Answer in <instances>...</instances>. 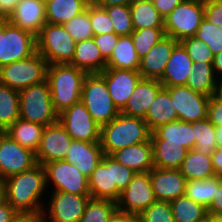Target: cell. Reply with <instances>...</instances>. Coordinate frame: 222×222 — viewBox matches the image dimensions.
<instances>
[{
	"label": "cell",
	"mask_w": 222,
	"mask_h": 222,
	"mask_svg": "<svg viewBox=\"0 0 222 222\" xmlns=\"http://www.w3.org/2000/svg\"><path fill=\"white\" fill-rule=\"evenodd\" d=\"M111 156L135 173L149 172L154 167L151 140L119 149Z\"/></svg>",
	"instance_id": "d4e9b609"
},
{
	"label": "cell",
	"mask_w": 222,
	"mask_h": 222,
	"mask_svg": "<svg viewBox=\"0 0 222 222\" xmlns=\"http://www.w3.org/2000/svg\"><path fill=\"white\" fill-rule=\"evenodd\" d=\"M48 63L38 52L32 56L0 67V83L21 90L46 81Z\"/></svg>",
	"instance_id": "52a82bcc"
},
{
	"label": "cell",
	"mask_w": 222,
	"mask_h": 222,
	"mask_svg": "<svg viewBox=\"0 0 222 222\" xmlns=\"http://www.w3.org/2000/svg\"><path fill=\"white\" fill-rule=\"evenodd\" d=\"M4 199L21 215H41L40 198L46 186V172L41 164L32 169L12 175L5 180Z\"/></svg>",
	"instance_id": "6da1fadb"
},
{
	"label": "cell",
	"mask_w": 222,
	"mask_h": 222,
	"mask_svg": "<svg viewBox=\"0 0 222 222\" xmlns=\"http://www.w3.org/2000/svg\"><path fill=\"white\" fill-rule=\"evenodd\" d=\"M139 66L140 58L137 56L131 35L120 36L106 67L138 70Z\"/></svg>",
	"instance_id": "d6a6232c"
},
{
	"label": "cell",
	"mask_w": 222,
	"mask_h": 222,
	"mask_svg": "<svg viewBox=\"0 0 222 222\" xmlns=\"http://www.w3.org/2000/svg\"><path fill=\"white\" fill-rule=\"evenodd\" d=\"M195 138L194 149L202 155L211 156L217 148L215 125L208 118L191 122Z\"/></svg>",
	"instance_id": "f35d334b"
},
{
	"label": "cell",
	"mask_w": 222,
	"mask_h": 222,
	"mask_svg": "<svg viewBox=\"0 0 222 222\" xmlns=\"http://www.w3.org/2000/svg\"><path fill=\"white\" fill-rule=\"evenodd\" d=\"M4 200V184L3 180H0V202Z\"/></svg>",
	"instance_id": "03108f58"
},
{
	"label": "cell",
	"mask_w": 222,
	"mask_h": 222,
	"mask_svg": "<svg viewBox=\"0 0 222 222\" xmlns=\"http://www.w3.org/2000/svg\"><path fill=\"white\" fill-rule=\"evenodd\" d=\"M108 222H139V217L136 214L116 210Z\"/></svg>",
	"instance_id": "9f6ffc18"
},
{
	"label": "cell",
	"mask_w": 222,
	"mask_h": 222,
	"mask_svg": "<svg viewBox=\"0 0 222 222\" xmlns=\"http://www.w3.org/2000/svg\"><path fill=\"white\" fill-rule=\"evenodd\" d=\"M91 0H45L46 21L63 25L86 10Z\"/></svg>",
	"instance_id": "f1b7e54d"
},
{
	"label": "cell",
	"mask_w": 222,
	"mask_h": 222,
	"mask_svg": "<svg viewBox=\"0 0 222 222\" xmlns=\"http://www.w3.org/2000/svg\"><path fill=\"white\" fill-rule=\"evenodd\" d=\"M37 52L49 64H69L75 53L76 42L63 25L46 23L36 36Z\"/></svg>",
	"instance_id": "ba28073f"
},
{
	"label": "cell",
	"mask_w": 222,
	"mask_h": 222,
	"mask_svg": "<svg viewBox=\"0 0 222 222\" xmlns=\"http://www.w3.org/2000/svg\"><path fill=\"white\" fill-rule=\"evenodd\" d=\"M197 222H211V214H208L206 217Z\"/></svg>",
	"instance_id": "003e7915"
},
{
	"label": "cell",
	"mask_w": 222,
	"mask_h": 222,
	"mask_svg": "<svg viewBox=\"0 0 222 222\" xmlns=\"http://www.w3.org/2000/svg\"><path fill=\"white\" fill-rule=\"evenodd\" d=\"M0 57H1V21H0Z\"/></svg>",
	"instance_id": "a7ac6f4b"
},
{
	"label": "cell",
	"mask_w": 222,
	"mask_h": 222,
	"mask_svg": "<svg viewBox=\"0 0 222 222\" xmlns=\"http://www.w3.org/2000/svg\"><path fill=\"white\" fill-rule=\"evenodd\" d=\"M46 186L54 185L53 191H62L77 195H90L88 178L75 165L65 160L52 161L44 165Z\"/></svg>",
	"instance_id": "8fae6325"
},
{
	"label": "cell",
	"mask_w": 222,
	"mask_h": 222,
	"mask_svg": "<svg viewBox=\"0 0 222 222\" xmlns=\"http://www.w3.org/2000/svg\"><path fill=\"white\" fill-rule=\"evenodd\" d=\"M208 214L222 215V180L218 185L215 196L212 199V203L207 209Z\"/></svg>",
	"instance_id": "db71d44e"
},
{
	"label": "cell",
	"mask_w": 222,
	"mask_h": 222,
	"mask_svg": "<svg viewBox=\"0 0 222 222\" xmlns=\"http://www.w3.org/2000/svg\"><path fill=\"white\" fill-rule=\"evenodd\" d=\"M20 215L5 199L0 202V222H13Z\"/></svg>",
	"instance_id": "f5cc1de1"
},
{
	"label": "cell",
	"mask_w": 222,
	"mask_h": 222,
	"mask_svg": "<svg viewBox=\"0 0 222 222\" xmlns=\"http://www.w3.org/2000/svg\"><path fill=\"white\" fill-rule=\"evenodd\" d=\"M117 210V202L90 198L79 222H108Z\"/></svg>",
	"instance_id": "ab89813d"
},
{
	"label": "cell",
	"mask_w": 222,
	"mask_h": 222,
	"mask_svg": "<svg viewBox=\"0 0 222 222\" xmlns=\"http://www.w3.org/2000/svg\"><path fill=\"white\" fill-rule=\"evenodd\" d=\"M220 75H221V78L219 80L217 79L216 95L222 97V74Z\"/></svg>",
	"instance_id": "be15d7a7"
},
{
	"label": "cell",
	"mask_w": 222,
	"mask_h": 222,
	"mask_svg": "<svg viewBox=\"0 0 222 222\" xmlns=\"http://www.w3.org/2000/svg\"><path fill=\"white\" fill-rule=\"evenodd\" d=\"M21 0H0V21H4Z\"/></svg>",
	"instance_id": "11a10c76"
},
{
	"label": "cell",
	"mask_w": 222,
	"mask_h": 222,
	"mask_svg": "<svg viewBox=\"0 0 222 222\" xmlns=\"http://www.w3.org/2000/svg\"><path fill=\"white\" fill-rule=\"evenodd\" d=\"M135 174L111 155H104L88 178L90 197L117 202Z\"/></svg>",
	"instance_id": "3957f363"
},
{
	"label": "cell",
	"mask_w": 222,
	"mask_h": 222,
	"mask_svg": "<svg viewBox=\"0 0 222 222\" xmlns=\"http://www.w3.org/2000/svg\"><path fill=\"white\" fill-rule=\"evenodd\" d=\"M73 139L65 128L56 122L44 128L40 145L35 153L37 164L64 160Z\"/></svg>",
	"instance_id": "e0dca14e"
},
{
	"label": "cell",
	"mask_w": 222,
	"mask_h": 222,
	"mask_svg": "<svg viewBox=\"0 0 222 222\" xmlns=\"http://www.w3.org/2000/svg\"><path fill=\"white\" fill-rule=\"evenodd\" d=\"M205 19L222 29V0H204Z\"/></svg>",
	"instance_id": "681fc988"
},
{
	"label": "cell",
	"mask_w": 222,
	"mask_h": 222,
	"mask_svg": "<svg viewBox=\"0 0 222 222\" xmlns=\"http://www.w3.org/2000/svg\"><path fill=\"white\" fill-rule=\"evenodd\" d=\"M119 35L115 33L94 35L93 39L95 44L98 46L101 55L107 61L113 53L114 47L117 45Z\"/></svg>",
	"instance_id": "c3c4849f"
},
{
	"label": "cell",
	"mask_w": 222,
	"mask_h": 222,
	"mask_svg": "<svg viewBox=\"0 0 222 222\" xmlns=\"http://www.w3.org/2000/svg\"><path fill=\"white\" fill-rule=\"evenodd\" d=\"M215 175L222 177V147H217L211 155Z\"/></svg>",
	"instance_id": "6f0895ef"
},
{
	"label": "cell",
	"mask_w": 222,
	"mask_h": 222,
	"mask_svg": "<svg viewBox=\"0 0 222 222\" xmlns=\"http://www.w3.org/2000/svg\"><path fill=\"white\" fill-rule=\"evenodd\" d=\"M193 69V61L179 42L172 51L159 82L164 88L186 85Z\"/></svg>",
	"instance_id": "cb8c5ba5"
},
{
	"label": "cell",
	"mask_w": 222,
	"mask_h": 222,
	"mask_svg": "<svg viewBox=\"0 0 222 222\" xmlns=\"http://www.w3.org/2000/svg\"><path fill=\"white\" fill-rule=\"evenodd\" d=\"M87 73L71 64H49L46 80L49 83L51 100L60 114L81 101L83 80Z\"/></svg>",
	"instance_id": "277c9868"
},
{
	"label": "cell",
	"mask_w": 222,
	"mask_h": 222,
	"mask_svg": "<svg viewBox=\"0 0 222 222\" xmlns=\"http://www.w3.org/2000/svg\"><path fill=\"white\" fill-rule=\"evenodd\" d=\"M133 0H91V2L99 7H109L113 5H130Z\"/></svg>",
	"instance_id": "680465c9"
},
{
	"label": "cell",
	"mask_w": 222,
	"mask_h": 222,
	"mask_svg": "<svg viewBox=\"0 0 222 222\" xmlns=\"http://www.w3.org/2000/svg\"><path fill=\"white\" fill-rule=\"evenodd\" d=\"M175 222H197L208 215L207 208L182 195L170 201Z\"/></svg>",
	"instance_id": "74e56055"
},
{
	"label": "cell",
	"mask_w": 222,
	"mask_h": 222,
	"mask_svg": "<svg viewBox=\"0 0 222 222\" xmlns=\"http://www.w3.org/2000/svg\"><path fill=\"white\" fill-rule=\"evenodd\" d=\"M193 124L184 121H174L160 125L152 131L151 139H165L167 142L180 143L188 150L194 149Z\"/></svg>",
	"instance_id": "4dcf8cb0"
},
{
	"label": "cell",
	"mask_w": 222,
	"mask_h": 222,
	"mask_svg": "<svg viewBox=\"0 0 222 222\" xmlns=\"http://www.w3.org/2000/svg\"><path fill=\"white\" fill-rule=\"evenodd\" d=\"M153 145L154 167L179 169L188 153L180 143L167 142L165 139H151Z\"/></svg>",
	"instance_id": "4316f807"
},
{
	"label": "cell",
	"mask_w": 222,
	"mask_h": 222,
	"mask_svg": "<svg viewBox=\"0 0 222 222\" xmlns=\"http://www.w3.org/2000/svg\"><path fill=\"white\" fill-rule=\"evenodd\" d=\"M208 120L215 126H222V97L213 95L210 97L207 112Z\"/></svg>",
	"instance_id": "f907efd6"
},
{
	"label": "cell",
	"mask_w": 222,
	"mask_h": 222,
	"mask_svg": "<svg viewBox=\"0 0 222 222\" xmlns=\"http://www.w3.org/2000/svg\"><path fill=\"white\" fill-rule=\"evenodd\" d=\"M37 52L36 36L15 27L7 20L1 21L0 67L26 59Z\"/></svg>",
	"instance_id": "30bf717a"
},
{
	"label": "cell",
	"mask_w": 222,
	"mask_h": 222,
	"mask_svg": "<svg viewBox=\"0 0 222 222\" xmlns=\"http://www.w3.org/2000/svg\"><path fill=\"white\" fill-rule=\"evenodd\" d=\"M104 155L100 142L73 140L64 160L89 178Z\"/></svg>",
	"instance_id": "7402d4cb"
},
{
	"label": "cell",
	"mask_w": 222,
	"mask_h": 222,
	"mask_svg": "<svg viewBox=\"0 0 222 222\" xmlns=\"http://www.w3.org/2000/svg\"><path fill=\"white\" fill-rule=\"evenodd\" d=\"M130 11L134 30L164 27V18L154 7L152 0H133Z\"/></svg>",
	"instance_id": "e575fe53"
},
{
	"label": "cell",
	"mask_w": 222,
	"mask_h": 222,
	"mask_svg": "<svg viewBox=\"0 0 222 222\" xmlns=\"http://www.w3.org/2000/svg\"><path fill=\"white\" fill-rule=\"evenodd\" d=\"M194 37L205 42L213 55L222 50V29L208 22L205 18L200 23Z\"/></svg>",
	"instance_id": "ee69618b"
},
{
	"label": "cell",
	"mask_w": 222,
	"mask_h": 222,
	"mask_svg": "<svg viewBox=\"0 0 222 222\" xmlns=\"http://www.w3.org/2000/svg\"><path fill=\"white\" fill-rule=\"evenodd\" d=\"M20 118L19 92L0 83V132Z\"/></svg>",
	"instance_id": "d590c367"
},
{
	"label": "cell",
	"mask_w": 222,
	"mask_h": 222,
	"mask_svg": "<svg viewBox=\"0 0 222 222\" xmlns=\"http://www.w3.org/2000/svg\"><path fill=\"white\" fill-rule=\"evenodd\" d=\"M13 222H43L41 215H18Z\"/></svg>",
	"instance_id": "91938a15"
},
{
	"label": "cell",
	"mask_w": 222,
	"mask_h": 222,
	"mask_svg": "<svg viewBox=\"0 0 222 222\" xmlns=\"http://www.w3.org/2000/svg\"><path fill=\"white\" fill-rule=\"evenodd\" d=\"M221 180L222 177L218 176L202 180H188L185 195L208 209Z\"/></svg>",
	"instance_id": "8d00e7d4"
},
{
	"label": "cell",
	"mask_w": 222,
	"mask_h": 222,
	"mask_svg": "<svg viewBox=\"0 0 222 222\" xmlns=\"http://www.w3.org/2000/svg\"><path fill=\"white\" fill-rule=\"evenodd\" d=\"M179 171L188 180H202L216 176L211 156L202 155L195 149L188 151L186 157L179 167Z\"/></svg>",
	"instance_id": "1f68e13d"
},
{
	"label": "cell",
	"mask_w": 222,
	"mask_h": 222,
	"mask_svg": "<svg viewBox=\"0 0 222 222\" xmlns=\"http://www.w3.org/2000/svg\"><path fill=\"white\" fill-rule=\"evenodd\" d=\"M204 18V0H183L164 18L165 34L179 42L193 37Z\"/></svg>",
	"instance_id": "9c48e42d"
},
{
	"label": "cell",
	"mask_w": 222,
	"mask_h": 222,
	"mask_svg": "<svg viewBox=\"0 0 222 222\" xmlns=\"http://www.w3.org/2000/svg\"><path fill=\"white\" fill-rule=\"evenodd\" d=\"M139 222H175L170 202L156 200L139 215Z\"/></svg>",
	"instance_id": "f6af8a7d"
},
{
	"label": "cell",
	"mask_w": 222,
	"mask_h": 222,
	"mask_svg": "<svg viewBox=\"0 0 222 222\" xmlns=\"http://www.w3.org/2000/svg\"><path fill=\"white\" fill-rule=\"evenodd\" d=\"M75 42L92 39L93 29L89 18V4L82 13L63 24Z\"/></svg>",
	"instance_id": "7bdbcfd3"
},
{
	"label": "cell",
	"mask_w": 222,
	"mask_h": 222,
	"mask_svg": "<svg viewBox=\"0 0 222 222\" xmlns=\"http://www.w3.org/2000/svg\"><path fill=\"white\" fill-rule=\"evenodd\" d=\"M58 121L73 140L100 142L101 126L94 121L81 101L61 112Z\"/></svg>",
	"instance_id": "7c38bea8"
},
{
	"label": "cell",
	"mask_w": 222,
	"mask_h": 222,
	"mask_svg": "<svg viewBox=\"0 0 222 222\" xmlns=\"http://www.w3.org/2000/svg\"><path fill=\"white\" fill-rule=\"evenodd\" d=\"M178 120L195 122L207 118L210 97L194 91L186 85L167 87Z\"/></svg>",
	"instance_id": "5bb4252c"
},
{
	"label": "cell",
	"mask_w": 222,
	"mask_h": 222,
	"mask_svg": "<svg viewBox=\"0 0 222 222\" xmlns=\"http://www.w3.org/2000/svg\"><path fill=\"white\" fill-rule=\"evenodd\" d=\"M112 20L114 31L119 36H129L134 31L130 5L104 7Z\"/></svg>",
	"instance_id": "b9f144b4"
},
{
	"label": "cell",
	"mask_w": 222,
	"mask_h": 222,
	"mask_svg": "<svg viewBox=\"0 0 222 222\" xmlns=\"http://www.w3.org/2000/svg\"><path fill=\"white\" fill-rule=\"evenodd\" d=\"M144 120L151 131L160 125L178 120L177 111L173 105L167 88L163 87L158 92L156 98L150 105Z\"/></svg>",
	"instance_id": "83f0119b"
},
{
	"label": "cell",
	"mask_w": 222,
	"mask_h": 222,
	"mask_svg": "<svg viewBox=\"0 0 222 222\" xmlns=\"http://www.w3.org/2000/svg\"><path fill=\"white\" fill-rule=\"evenodd\" d=\"M182 1L183 0H152L154 7L163 18L169 15Z\"/></svg>",
	"instance_id": "816d5d0a"
},
{
	"label": "cell",
	"mask_w": 222,
	"mask_h": 222,
	"mask_svg": "<svg viewBox=\"0 0 222 222\" xmlns=\"http://www.w3.org/2000/svg\"><path fill=\"white\" fill-rule=\"evenodd\" d=\"M6 20L37 36L47 23L45 0H21Z\"/></svg>",
	"instance_id": "ffe728a7"
},
{
	"label": "cell",
	"mask_w": 222,
	"mask_h": 222,
	"mask_svg": "<svg viewBox=\"0 0 222 222\" xmlns=\"http://www.w3.org/2000/svg\"><path fill=\"white\" fill-rule=\"evenodd\" d=\"M152 131L143 118L119 114L101 126L100 145L105 155L151 140Z\"/></svg>",
	"instance_id": "7a4b0ae2"
},
{
	"label": "cell",
	"mask_w": 222,
	"mask_h": 222,
	"mask_svg": "<svg viewBox=\"0 0 222 222\" xmlns=\"http://www.w3.org/2000/svg\"><path fill=\"white\" fill-rule=\"evenodd\" d=\"M217 147H222V126H215Z\"/></svg>",
	"instance_id": "6125c7cd"
},
{
	"label": "cell",
	"mask_w": 222,
	"mask_h": 222,
	"mask_svg": "<svg viewBox=\"0 0 222 222\" xmlns=\"http://www.w3.org/2000/svg\"><path fill=\"white\" fill-rule=\"evenodd\" d=\"M193 63H213L214 55L208 45L196 37H188L180 41Z\"/></svg>",
	"instance_id": "bcb514c9"
},
{
	"label": "cell",
	"mask_w": 222,
	"mask_h": 222,
	"mask_svg": "<svg viewBox=\"0 0 222 222\" xmlns=\"http://www.w3.org/2000/svg\"><path fill=\"white\" fill-rule=\"evenodd\" d=\"M81 102L99 126L108 124L120 114L109 95L105 79L99 73L85 76L82 84Z\"/></svg>",
	"instance_id": "5b68a950"
},
{
	"label": "cell",
	"mask_w": 222,
	"mask_h": 222,
	"mask_svg": "<svg viewBox=\"0 0 222 222\" xmlns=\"http://www.w3.org/2000/svg\"><path fill=\"white\" fill-rule=\"evenodd\" d=\"M89 18L94 35L115 33L112 20L105 8L89 3Z\"/></svg>",
	"instance_id": "7dc6e473"
},
{
	"label": "cell",
	"mask_w": 222,
	"mask_h": 222,
	"mask_svg": "<svg viewBox=\"0 0 222 222\" xmlns=\"http://www.w3.org/2000/svg\"><path fill=\"white\" fill-rule=\"evenodd\" d=\"M45 126L19 118L10 125L4 133L22 147L36 153L43 135Z\"/></svg>",
	"instance_id": "f546056e"
},
{
	"label": "cell",
	"mask_w": 222,
	"mask_h": 222,
	"mask_svg": "<svg viewBox=\"0 0 222 222\" xmlns=\"http://www.w3.org/2000/svg\"><path fill=\"white\" fill-rule=\"evenodd\" d=\"M156 201L149 172L136 173L117 201V210L139 215Z\"/></svg>",
	"instance_id": "9a60e30c"
},
{
	"label": "cell",
	"mask_w": 222,
	"mask_h": 222,
	"mask_svg": "<svg viewBox=\"0 0 222 222\" xmlns=\"http://www.w3.org/2000/svg\"><path fill=\"white\" fill-rule=\"evenodd\" d=\"M162 88L163 85L159 80L141 78L120 113L126 116L144 119L150 105Z\"/></svg>",
	"instance_id": "603a6c76"
},
{
	"label": "cell",
	"mask_w": 222,
	"mask_h": 222,
	"mask_svg": "<svg viewBox=\"0 0 222 222\" xmlns=\"http://www.w3.org/2000/svg\"><path fill=\"white\" fill-rule=\"evenodd\" d=\"M164 27L134 30L131 33L137 56L141 59L165 36Z\"/></svg>",
	"instance_id": "60d3db41"
},
{
	"label": "cell",
	"mask_w": 222,
	"mask_h": 222,
	"mask_svg": "<svg viewBox=\"0 0 222 222\" xmlns=\"http://www.w3.org/2000/svg\"><path fill=\"white\" fill-rule=\"evenodd\" d=\"M35 165V152L22 147L6 133L0 132V180L30 170Z\"/></svg>",
	"instance_id": "4fadbf2b"
},
{
	"label": "cell",
	"mask_w": 222,
	"mask_h": 222,
	"mask_svg": "<svg viewBox=\"0 0 222 222\" xmlns=\"http://www.w3.org/2000/svg\"><path fill=\"white\" fill-rule=\"evenodd\" d=\"M149 173L156 200L170 202L185 195L187 179L179 169L153 167Z\"/></svg>",
	"instance_id": "d6986e66"
},
{
	"label": "cell",
	"mask_w": 222,
	"mask_h": 222,
	"mask_svg": "<svg viewBox=\"0 0 222 222\" xmlns=\"http://www.w3.org/2000/svg\"><path fill=\"white\" fill-rule=\"evenodd\" d=\"M104 79L114 105L121 111L142 78L138 70L106 67L99 73Z\"/></svg>",
	"instance_id": "ac0fdd59"
},
{
	"label": "cell",
	"mask_w": 222,
	"mask_h": 222,
	"mask_svg": "<svg viewBox=\"0 0 222 222\" xmlns=\"http://www.w3.org/2000/svg\"><path fill=\"white\" fill-rule=\"evenodd\" d=\"M48 205V214L43 210V222H79L85 212L90 195H77L62 191H53ZM46 214V215H45ZM47 216H49L47 218ZM47 218V219H46Z\"/></svg>",
	"instance_id": "2e32d148"
},
{
	"label": "cell",
	"mask_w": 222,
	"mask_h": 222,
	"mask_svg": "<svg viewBox=\"0 0 222 222\" xmlns=\"http://www.w3.org/2000/svg\"><path fill=\"white\" fill-rule=\"evenodd\" d=\"M211 222H222V215L211 214Z\"/></svg>",
	"instance_id": "e7e4bbea"
},
{
	"label": "cell",
	"mask_w": 222,
	"mask_h": 222,
	"mask_svg": "<svg viewBox=\"0 0 222 222\" xmlns=\"http://www.w3.org/2000/svg\"><path fill=\"white\" fill-rule=\"evenodd\" d=\"M19 99L21 119L43 126L58 122L59 114L53 107L47 80L21 90Z\"/></svg>",
	"instance_id": "8992f818"
},
{
	"label": "cell",
	"mask_w": 222,
	"mask_h": 222,
	"mask_svg": "<svg viewBox=\"0 0 222 222\" xmlns=\"http://www.w3.org/2000/svg\"><path fill=\"white\" fill-rule=\"evenodd\" d=\"M217 78L213 63H193V69L188 77L186 86L206 96L216 95Z\"/></svg>",
	"instance_id": "836d02e7"
},
{
	"label": "cell",
	"mask_w": 222,
	"mask_h": 222,
	"mask_svg": "<svg viewBox=\"0 0 222 222\" xmlns=\"http://www.w3.org/2000/svg\"><path fill=\"white\" fill-rule=\"evenodd\" d=\"M69 64L92 74L101 73L106 68L107 61L92 38L76 42L74 57Z\"/></svg>",
	"instance_id": "484cf974"
},
{
	"label": "cell",
	"mask_w": 222,
	"mask_h": 222,
	"mask_svg": "<svg viewBox=\"0 0 222 222\" xmlns=\"http://www.w3.org/2000/svg\"><path fill=\"white\" fill-rule=\"evenodd\" d=\"M213 68H214V72L216 74V77L218 78V76H217L218 74L220 77V73L222 74V50L219 53H217L216 55H214Z\"/></svg>",
	"instance_id": "94428289"
},
{
	"label": "cell",
	"mask_w": 222,
	"mask_h": 222,
	"mask_svg": "<svg viewBox=\"0 0 222 222\" xmlns=\"http://www.w3.org/2000/svg\"><path fill=\"white\" fill-rule=\"evenodd\" d=\"M179 43L173 37L165 35L140 59L139 73L142 78L159 80L166 64L172 55L174 47Z\"/></svg>",
	"instance_id": "44dd1931"
}]
</instances>
